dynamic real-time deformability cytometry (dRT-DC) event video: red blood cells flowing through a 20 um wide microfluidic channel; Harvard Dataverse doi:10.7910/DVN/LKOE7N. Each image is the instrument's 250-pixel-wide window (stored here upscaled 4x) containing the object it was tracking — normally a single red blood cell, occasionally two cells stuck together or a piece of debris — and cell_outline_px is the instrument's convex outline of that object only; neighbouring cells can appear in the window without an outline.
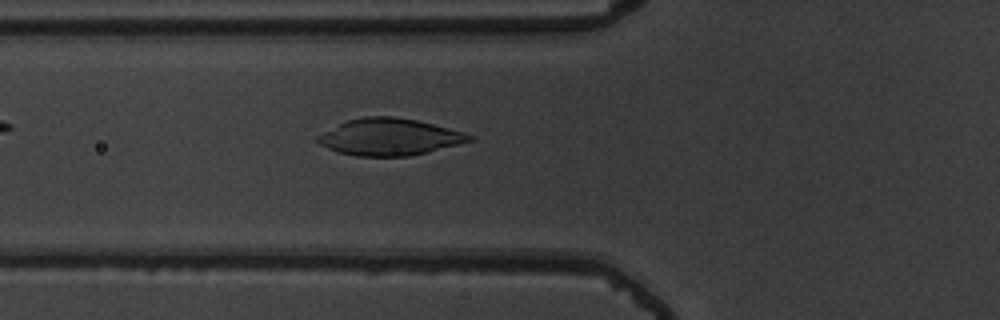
{"species": "common noctule bat (a hibernating species)", "species_latin": "Nyctalus noctula", "temperature_condition": "warm", "stored_images_in_passage": 36, "camera_frame_rate_fps": 3000, "um_per_image_px": 0.085, "animal": {"sex": "male", "body_mass_g": 19.5, "forearm_length_mm": 54.6}, "frame": {"image": 1, "passage_image": 3, "time_ms": 0.667, "image_size_px": [1000, 320], "cell_outline_px": [[476, 140], [428, 152], [408, 156], [356, 156], [340, 152], [328, 148], [320, 144], [316, 140], [316, 136], [348, 120], [364, 116], [392, 116], [416, 120], [464, 132], [476, 136]], "centroid_in_image_um": [33.15, 11.64], "position_along_channel_um": 92.6, "area_um2": 32.37}}
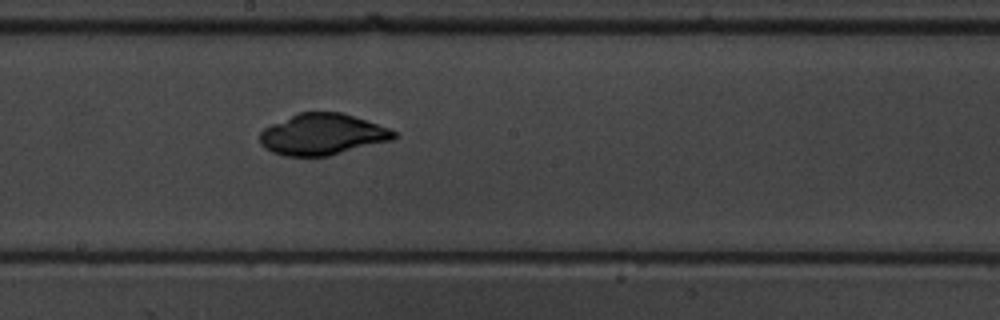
{"frame": {"image": 2, "passage_image": 13, "time_ms": 4.0, "image_size_px": [1000, 320], "cell_outline_px": [[400, 136], [392, 140], [328, 156], [284, 156], [272, 152], [264, 148], [260, 144], [260, 132], [264, 128], [272, 124], [300, 112], [340, 112], [388, 128], [396, 132]], "centroid_in_image_um": [27.39, 11.44], "position_along_channel_um": 220.8, "area_um2": 31.96}}
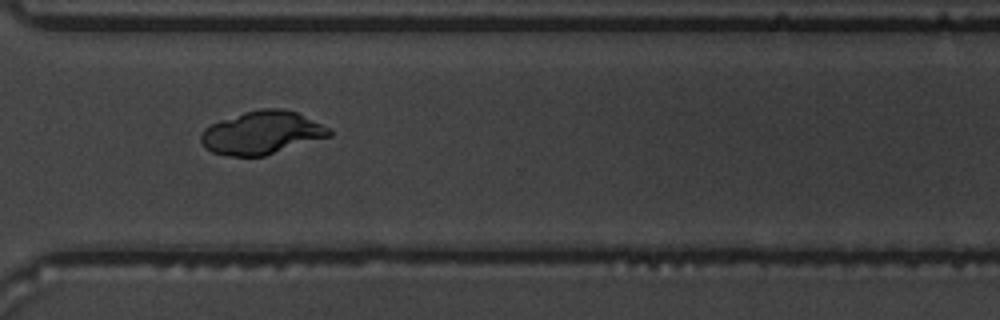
{"frame": {"image": 3, "passage_image": 23, "time_ms": 7.333, "image_size_px": [1000, 320], "cell_outline_px": [[332, 136], [264, 156], [232, 156], [212, 152], [204, 148], [200, 140], [200, 136], [204, 128], [220, 120], [244, 112], [264, 108], [280, 108], [296, 112], [328, 128], [332, 132]], "centroid_in_image_um": [22.24, 11.29], "position_along_channel_um": 348.4, "area_um2": 32.02}}